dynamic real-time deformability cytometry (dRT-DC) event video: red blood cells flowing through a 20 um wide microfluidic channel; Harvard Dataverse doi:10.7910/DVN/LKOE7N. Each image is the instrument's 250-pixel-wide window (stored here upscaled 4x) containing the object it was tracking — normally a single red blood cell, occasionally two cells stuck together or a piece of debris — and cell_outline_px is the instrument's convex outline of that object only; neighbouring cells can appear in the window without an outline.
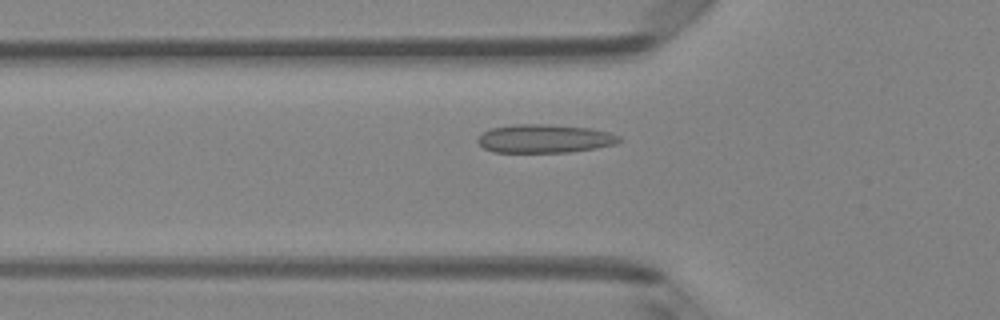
{"species": "Egyptian fruit bat (a non-hibernating species)", "species_latin": "Rousettus aegyptiacus", "temperature_condition": "room temperature", "stored_images_in_passage": 36, "segment_of_instrument_passage": [1, 2], "camera_frame_rate_fps": 3000, "um_per_image_px": 0.085, "animal": {"sex": "female"}, "frame": {"image": 1, "passage_image": 3, "time_ms": 0.667, "image_size_px": [1000, 320], "cell_outline_px": [[620, 140], [616, 144], [596, 148], [568, 152], [492, 152], [484, 148], [476, 140], [484, 132], [492, 128], [516, 124], [548, 124], [592, 128], [608, 132], [620, 136]], "centroid_in_image_um": [46.3, 11.78], "position_along_channel_um": 79.5, "area_um2": 23.41}}
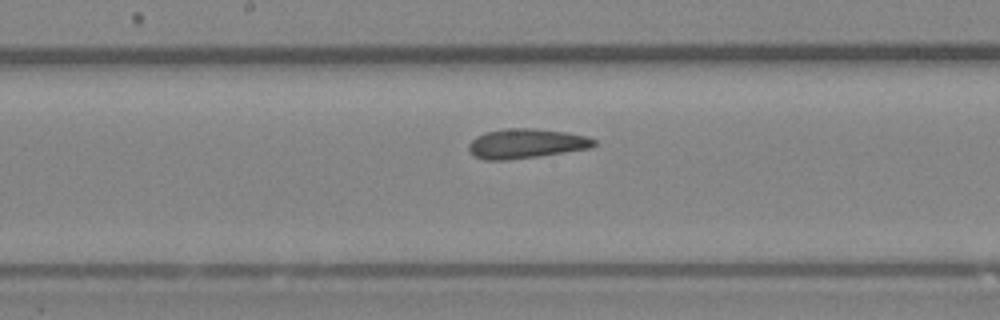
{"frame": {"image": 2, "passage_image": 12, "time_ms": 3.667, "image_size_px": [1000, 320], "cell_outline_px": [[596, 144], [592, 148], [540, 156], [504, 160], [484, 160], [476, 156], [468, 148], [468, 144], [476, 136], [484, 132], [504, 128], [532, 128], [568, 132], [588, 136], [596, 140]], "centroid_in_image_um": [44.75, 12.19], "position_along_channel_um": 203.4, "area_um2": 21.79}}
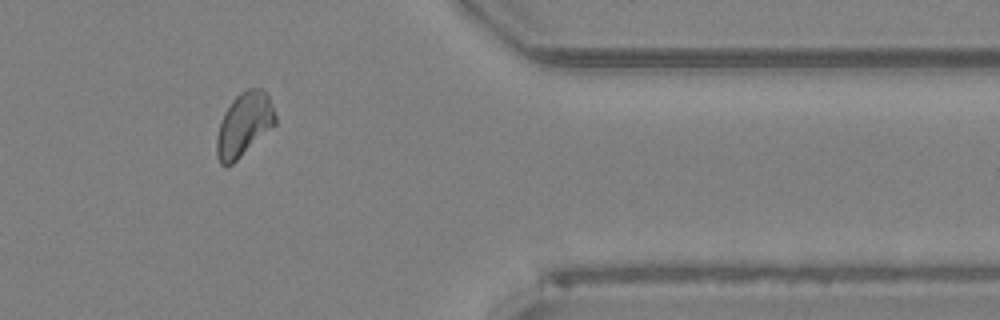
{"frame": {"image": 3, "passage_image": 27, "time_ms": 8.667, "image_size_px": [1000, 320], "cell_outline_px": [[276, 124], [232, 164], [224, 168], [220, 164], [216, 156], [216, 136], [224, 112], [232, 100], [240, 92], [248, 88], [264, 88], [268, 92], [276, 116]], "centroid_in_image_um": [20.74, 10.57], "position_along_channel_um": 390.7, "area_um2": 21.96}}